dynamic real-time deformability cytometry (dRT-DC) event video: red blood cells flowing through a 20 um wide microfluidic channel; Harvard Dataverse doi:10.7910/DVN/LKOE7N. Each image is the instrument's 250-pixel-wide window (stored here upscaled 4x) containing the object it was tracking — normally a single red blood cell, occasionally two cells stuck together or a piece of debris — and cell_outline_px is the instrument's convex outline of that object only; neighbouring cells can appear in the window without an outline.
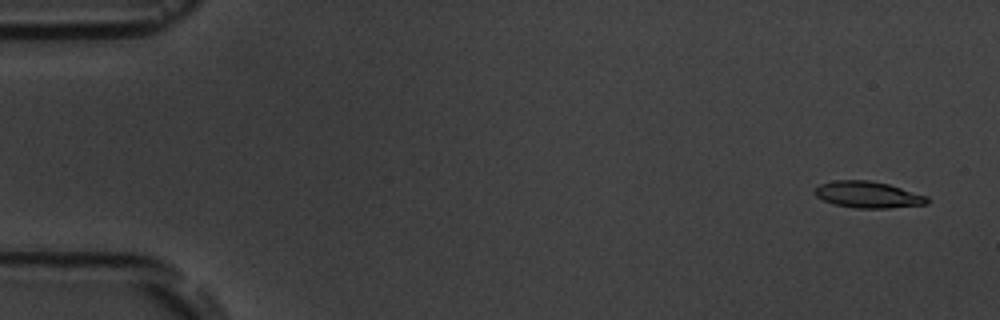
{"species": "common noctule bat (a hibernating species)", "species_latin": "Nyctalus noctula", "temperature_condition": "room temperature", "stored_images_in_passage": 5, "camera_frame_rate_fps": 3000, "um_per_image_px": 0.085, "animal": {"sex": "male", "body_mass_g": 19.5, "forearm_length_mm": 54.6}, "frame": {"image": 1, "passage_image": 1, "time_ms": 0.0, "image_size_px": [1000, 320], "cell_outline_px": [[928, 204], [888, 208], [856, 208], [832, 204], [816, 196], [812, 192], [820, 184], [832, 180], [868, 180], [888, 184], [928, 196]], "centroid_in_image_um": [73.75, 16.54], "position_along_channel_um": 11.2, "area_um2": 17.4}}
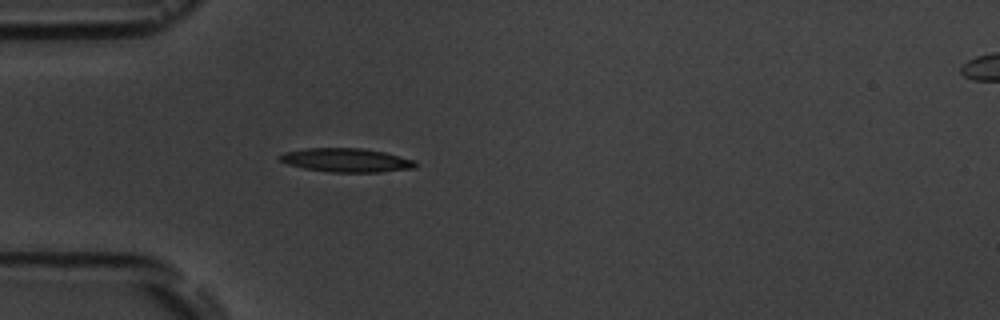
{"frame": {"image": 2, "passage_image": 5, "time_ms": 4.667, "image_size_px": [1000, 320], "cell_outline_px": [[416, 168], [380, 172], [332, 172], [304, 168], [288, 164], [280, 160], [276, 156], [284, 152], [308, 148], [364, 148], [384, 152], [416, 160]], "centroid_in_image_um": [29.45, 13.61], "position_along_channel_um": 55.5, "area_um2": 18.84}}